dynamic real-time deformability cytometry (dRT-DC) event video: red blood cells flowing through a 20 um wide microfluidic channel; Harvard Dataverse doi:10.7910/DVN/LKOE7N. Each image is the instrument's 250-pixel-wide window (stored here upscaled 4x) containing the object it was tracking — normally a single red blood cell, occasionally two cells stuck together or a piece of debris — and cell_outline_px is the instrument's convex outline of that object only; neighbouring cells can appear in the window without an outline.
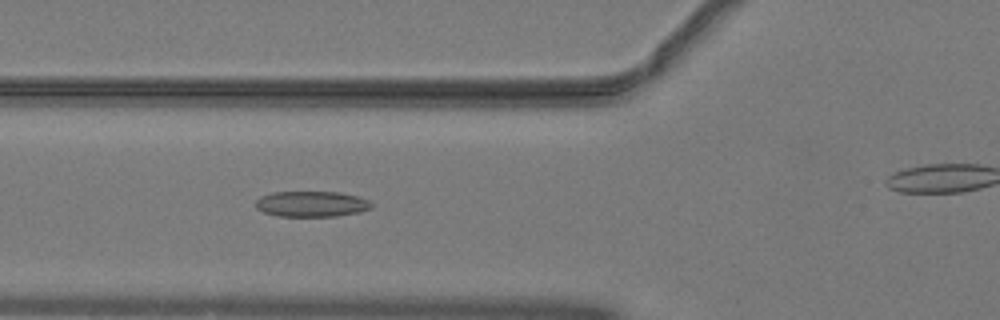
{"species": "common noctule bat (a hibernating species)", "species_latin": "Nyctalus noctula", "temperature_condition": "warm", "stored_images_in_passage": 33, "camera_frame_rate_fps": 3000, "um_per_image_px": 0.085, "animal": {"sex": "male", "body_mass_g": 19.2, "forearm_length_mm": 51.8}, "frame": {"image": 1, "passage_image": 10, "time_ms": 3.0, "image_size_px": [1000, 320], "cell_outline_px": [[372, 208], [360, 212], [336, 216], [276, 216], [264, 212], [256, 208], [256, 200], [260, 196], [272, 192], [336, 192], [356, 196], [368, 200], [372, 204]], "centroid_in_image_um": [26.46, 17.34], "position_along_channel_um": 99.3, "area_um2": 17.28}}
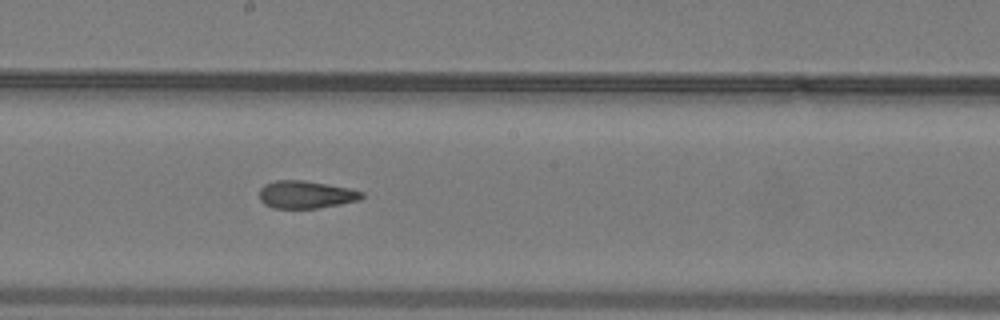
{"frame": {"image": 2, "passage_image": 19, "time_ms": 6.0, "image_size_px": [1000, 320], "cell_outline_px": [[364, 196], [360, 200], [340, 204], [316, 208], [272, 208], [264, 204], [260, 200], [260, 188], [264, 184], [276, 180], [304, 180], [348, 188], [364, 192]], "centroid_in_image_um": [25.99, 16.54], "position_along_channel_um": 222.2, "area_um2": 16.47}}
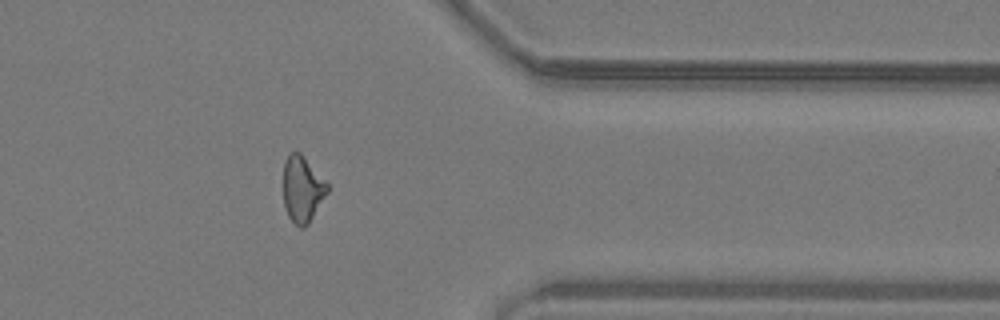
{"frame": {"image": 3, "passage_image": 32, "time_ms": 10.333, "image_size_px": [1000, 320], "cell_outline_px": [[328, 192], [308, 224], [304, 228], [300, 228], [288, 216], [284, 204], [284, 160], [292, 152], [300, 152], [328, 184]], "centroid_in_image_um": [25.7, 16.08], "position_along_channel_um": 385.7, "area_um2": 16.7}}